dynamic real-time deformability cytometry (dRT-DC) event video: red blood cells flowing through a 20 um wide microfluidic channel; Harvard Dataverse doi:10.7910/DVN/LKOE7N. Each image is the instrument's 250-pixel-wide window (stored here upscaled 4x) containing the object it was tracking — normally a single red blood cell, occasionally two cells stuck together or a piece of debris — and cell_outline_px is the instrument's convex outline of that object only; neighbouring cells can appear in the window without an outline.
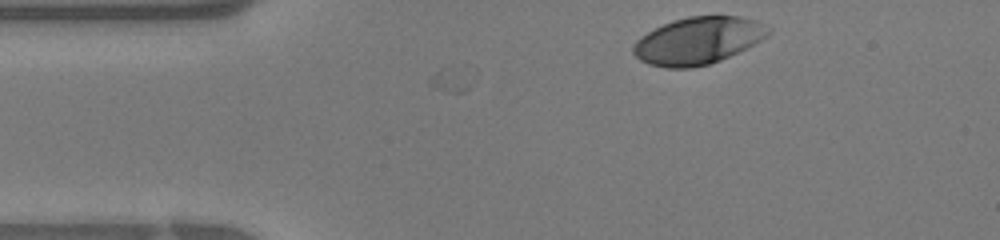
{"species": "human", "species_latin": "Homo sapiens", "temperature_condition": "warm", "stored_images_in_passage": 5, "camera_frame_rate_fps": 3000, "um_per_image_px": 0.085, "donor": {"sex": "female"}, "frame": {"image": 1, "passage_image": 1, "time_ms": 0.0, "image_size_px": [1000, 240], "cell_outline_px": [[772, 28], [760, 40], [720, 60], [708, 64], [692, 68], [668, 68], [648, 64], [640, 60], [632, 52], [632, 44], [640, 36], [672, 20], [688, 16], [736, 16], [756, 20]], "centroid_in_image_um": [59.28, 3.45], "position_along_channel_um": 25.7, "area_um2": 36.76}}